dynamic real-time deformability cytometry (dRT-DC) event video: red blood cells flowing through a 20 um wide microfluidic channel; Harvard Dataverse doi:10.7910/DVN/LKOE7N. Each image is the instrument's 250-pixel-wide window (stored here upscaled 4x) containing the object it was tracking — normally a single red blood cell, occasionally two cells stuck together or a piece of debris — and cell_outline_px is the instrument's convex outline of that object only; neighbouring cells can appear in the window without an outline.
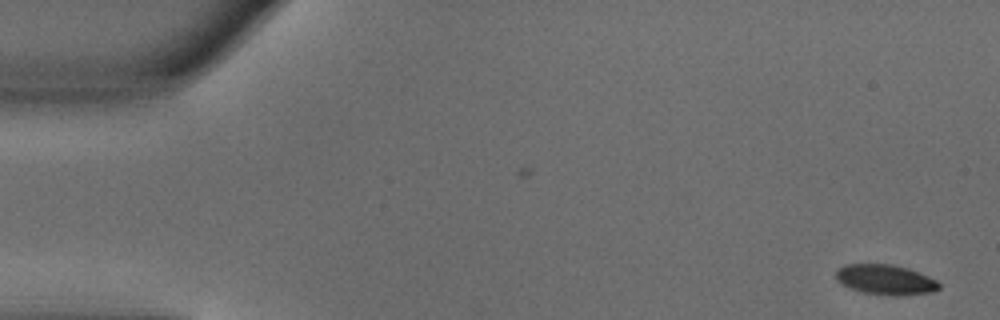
{"species": "common noctule bat (a hibernating species)", "species_latin": "Nyctalus noctula", "temperature_condition": "warm", "stored_images_in_passage": 49, "camera_frame_rate_fps": 3000, "um_per_image_px": 0.085, "animal": {"sex": "male", "body_mass_g": 18.8}, "frame": {"image": 1, "passage_image": 1, "time_ms": 0.0, "image_size_px": [1000, 320], "cell_outline_px": [[940, 288], [932, 292], [896, 296], [892, 296], [864, 292], [840, 284], [836, 280], [836, 272], [844, 264], [892, 264], [908, 268], [928, 276], [936, 280], [940, 284]], "centroid_in_image_um": [75.27, 23.77], "position_along_channel_um": 9.7, "area_um2": 18.03}}
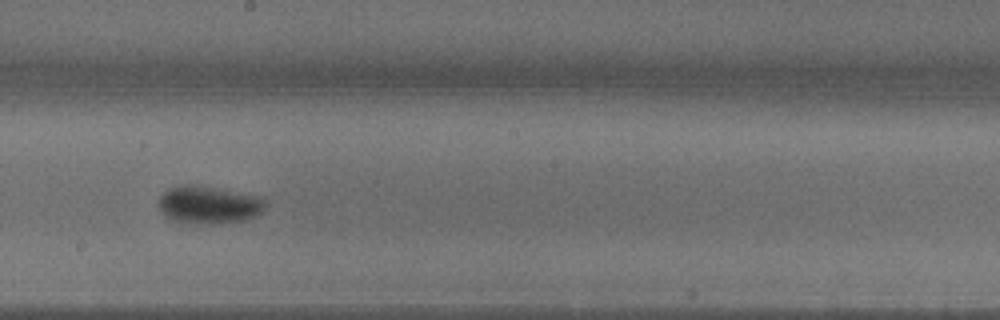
{"frame": {"image": 2, "passage_image": 27, "time_ms": 8.667, "image_size_px": [1000, 320], "cell_outline_px": [[268, 204], [256, 216], [244, 220], [220, 224], [196, 224], [176, 220], [168, 216], [160, 208], [160, 196], [168, 188], [180, 184], [188, 184], [260, 196]], "centroid_in_image_um": [17.78, 17.41], "position_along_channel_um": 230.4, "area_um2": 23.12}}
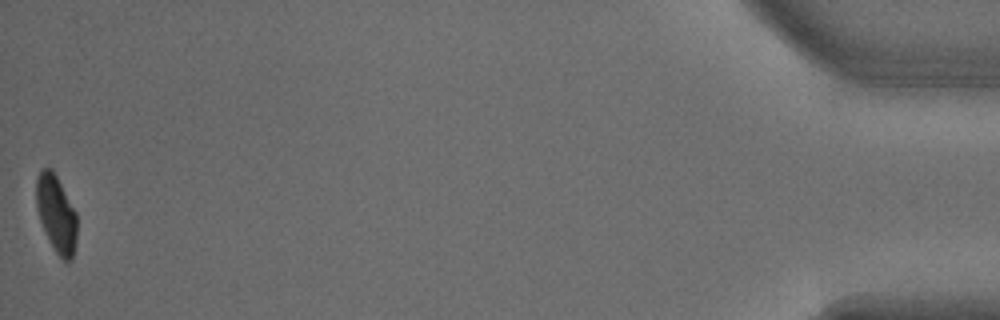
{"frame": {"image": 3, "passage_image": 49, "time_ms": 16.0, "image_size_px": [1000, 320], "cell_outline_px": [[76, 240], [72, 260], [64, 260], [56, 252], [40, 220], [36, 204], [36, 176], [44, 168], [52, 168], [76, 212]], "centroid_in_image_um": [4.78, 18.14], "position_along_channel_um": 430.4, "area_um2": 17.86}, "authors_computed_cell_mechanics": {"area_um2": 19.9988, "velocity_mm_per_s": 4.0325, "shape_relaxation_time_tau1_ms": 2.4683, "shape_relaxation_time_tau2_ms": null, "deformation_change_tau1": 0.1288, "deformation_change_tau2": null}}